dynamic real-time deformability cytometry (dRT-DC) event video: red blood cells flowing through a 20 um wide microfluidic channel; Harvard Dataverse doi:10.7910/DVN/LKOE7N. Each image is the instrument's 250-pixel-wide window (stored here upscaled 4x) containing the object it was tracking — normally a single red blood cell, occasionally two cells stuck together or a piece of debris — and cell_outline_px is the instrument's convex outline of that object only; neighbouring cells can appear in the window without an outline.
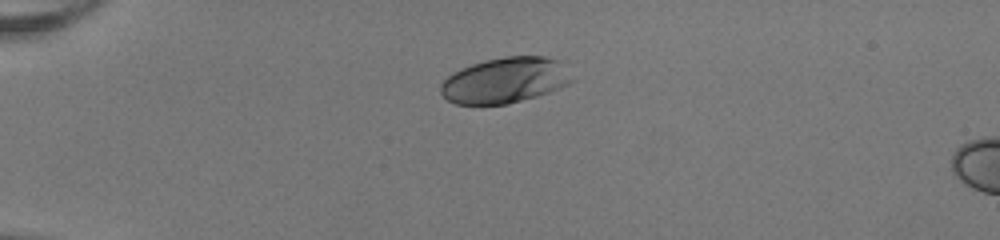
{"species": "human", "species_latin": "Homo sapiens", "temperature_condition": "room temperature", "stored_images_in_passage": 6, "camera_frame_rate_fps": 3000, "um_per_image_px": 0.085, "donor": {"sex": "female"}, "frame": {"image": 1, "passage_image": 1, "time_ms": 0.0, "image_size_px": [1000, 240], "cell_outline_px": [[576, 80], [568, 84], [548, 92], [536, 96], [508, 104], [456, 104], [448, 100], [440, 92], [440, 84], [452, 72], [460, 68], [484, 60], [504, 56], [544, 56], [560, 60]], "centroid_in_image_um": [42.94, 6.81], "position_along_channel_um": 42.1, "area_um2": 35.08}}